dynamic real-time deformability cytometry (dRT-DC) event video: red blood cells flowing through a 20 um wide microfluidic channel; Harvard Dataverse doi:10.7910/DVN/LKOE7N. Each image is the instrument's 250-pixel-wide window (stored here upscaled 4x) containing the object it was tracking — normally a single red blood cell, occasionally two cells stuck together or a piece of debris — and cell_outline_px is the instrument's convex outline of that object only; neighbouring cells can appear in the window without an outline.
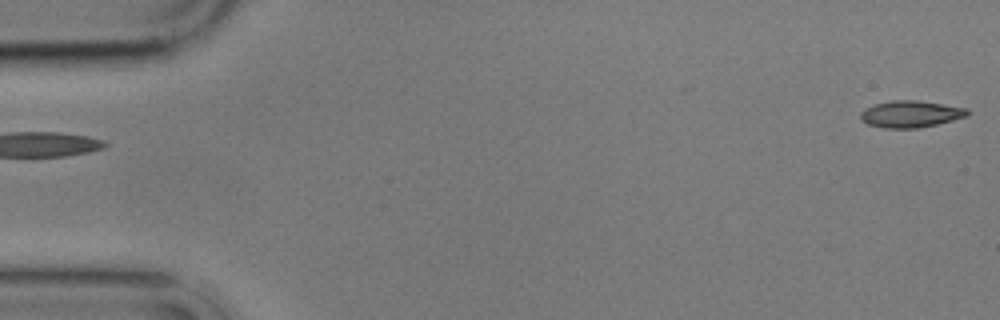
{"species": "common noctule bat (a hibernating species)", "species_latin": "Nyctalus noctula", "temperature_condition": "cold", "stored_images_in_passage": 5, "segment_of_instrument_passage": [2, 2], "camera_frame_rate_fps": 3000, "um_per_image_px": 0.085, "animal": {"sex": "male", "body_mass_g": 17.9}, "frame": {"image": 1, "passage_image": 5, "time_ms": 5.333, "image_size_px": [1000, 320], "cell_outline_px": [[972, 112], [968, 116], [936, 124], [916, 128], [884, 128], [868, 124], [860, 120], [860, 112], [864, 108], [876, 104], [892, 100], [916, 100], [944, 104], [968, 108]], "centroid_in_image_um": [77.42, 9.69], "position_along_channel_um": 7.6, "area_um2": 16.76}}